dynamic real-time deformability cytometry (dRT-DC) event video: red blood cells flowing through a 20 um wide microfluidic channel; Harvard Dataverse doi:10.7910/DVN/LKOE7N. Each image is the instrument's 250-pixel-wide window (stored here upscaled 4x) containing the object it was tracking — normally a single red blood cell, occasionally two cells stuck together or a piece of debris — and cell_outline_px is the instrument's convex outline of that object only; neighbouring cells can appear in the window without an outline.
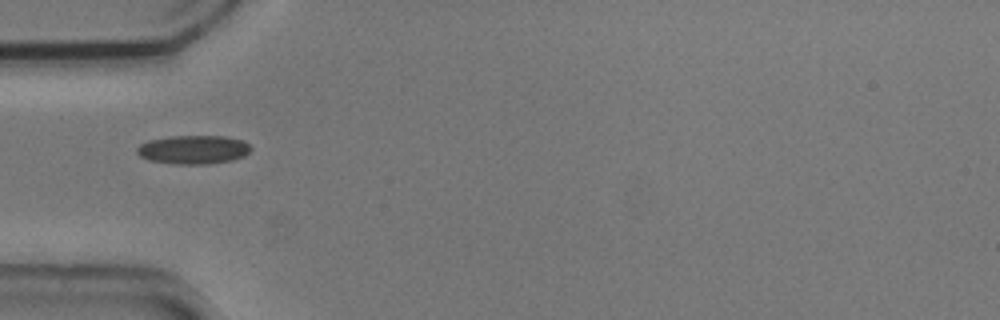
{"species": "common noctule bat (a hibernating species)", "species_latin": "Nyctalus noctula", "temperature_condition": "cold", "stored_images_in_passage": 38, "camera_frame_rate_fps": 3000, "um_per_image_px": 0.085, "animal": {"sex": "male", "body_mass_g": 20.5, "forearm_length_mm": 52.5}, "frame": {"image": 1, "passage_image": 1, "time_ms": 0.0, "image_size_px": [1000, 320], "cell_outline_px": [[252, 148], [244, 156], [232, 160], [208, 164], [172, 164], [148, 160], [140, 156], [136, 152], [136, 148], [140, 144], [148, 140], [172, 136], [224, 136], [244, 140]], "centroid_in_image_um": [16.42, 12.72], "position_along_channel_um": 68.6, "area_um2": 19.19}}
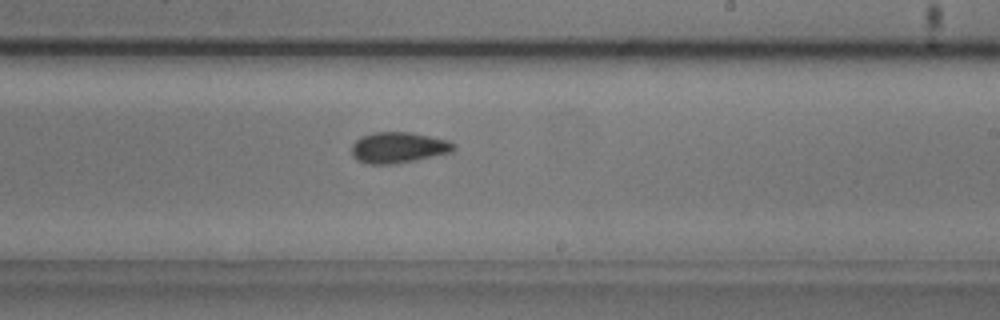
{"frame": {"image": 2, "passage_image": 16, "time_ms": 5.0, "image_size_px": [1000, 320], "cell_outline_px": [[456, 148], [452, 152], [392, 164], [368, 164], [356, 160], [352, 156], [352, 144], [360, 136], [372, 132], [412, 132], [448, 140], [456, 144]], "centroid_in_image_um": [33.84, 12.53], "position_along_channel_um": 255.2, "area_um2": 18.44}}
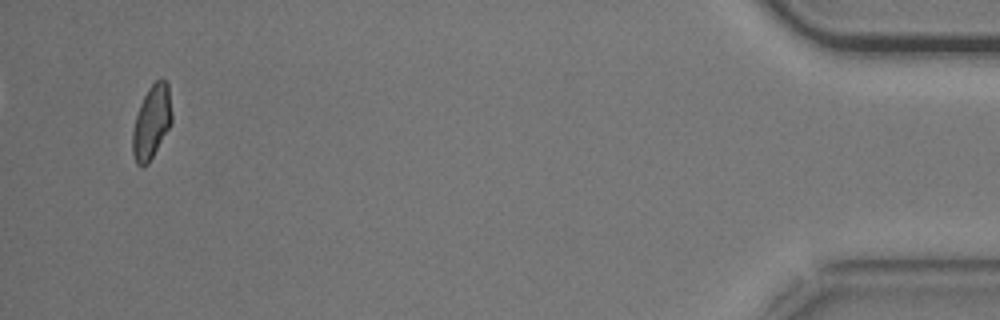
{"frame": {"image": 3, "passage_image": 36, "time_ms": 11.667, "image_size_px": [1000, 320], "cell_outline_px": [[172, 124], [148, 164], [136, 164], [132, 152], [132, 132], [136, 116], [140, 104], [148, 88], [160, 76], [168, 84], [172, 116]], "centroid_in_image_um": [12.89, 10.35], "position_along_channel_um": 422.3, "area_um2": 16.82}, "authors_computed_cell_mechanics": {"area_um2": 18.0914, "velocity_mm_per_s": 3.7195, "shape_relaxation_time_tau1_ms": null, "shape_relaxation_time_tau2_ms": 3.2032, "deformation_change_tau1": null, "deformation_change_tau2": 0.0807}}